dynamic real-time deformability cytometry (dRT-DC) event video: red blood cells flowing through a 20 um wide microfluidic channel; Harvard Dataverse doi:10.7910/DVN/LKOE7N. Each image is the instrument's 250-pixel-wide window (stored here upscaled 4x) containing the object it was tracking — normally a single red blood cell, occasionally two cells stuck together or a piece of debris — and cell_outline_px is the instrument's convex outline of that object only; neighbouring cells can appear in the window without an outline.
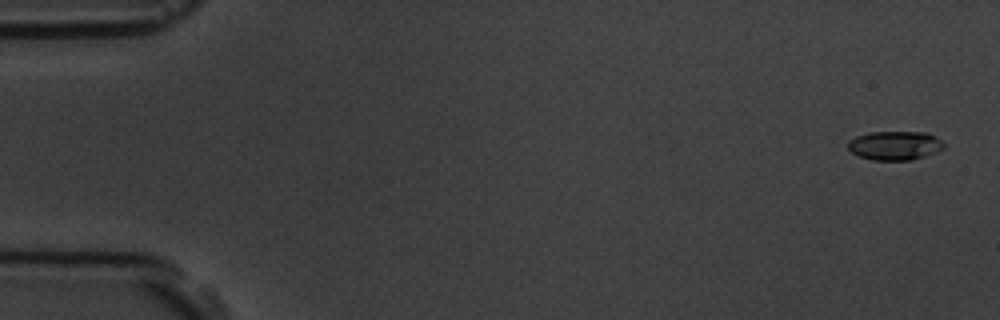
{"species": "common noctule bat (a hibernating species)", "species_latin": "Nyctalus noctula", "temperature_condition": "room temperature", "stored_images_in_passage": 5, "camera_frame_rate_fps": 3000, "um_per_image_px": 0.085, "animal": {"sex": "male", "body_mass_g": 19.5, "forearm_length_mm": 54.6}, "frame": {"image": 1, "passage_image": 1, "time_ms": 0.0, "image_size_px": [1000, 320], "cell_outline_px": [[944, 148], [936, 152], [912, 160], [872, 160], [860, 156], [852, 152], [848, 148], [848, 140], [856, 136], [868, 132], [928, 132], [940, 140], [944, 144]], "centroid_in_image_um": [76.05, 12.36], "position_along_channel_um": 8.9, "area_um2": 16.18}}
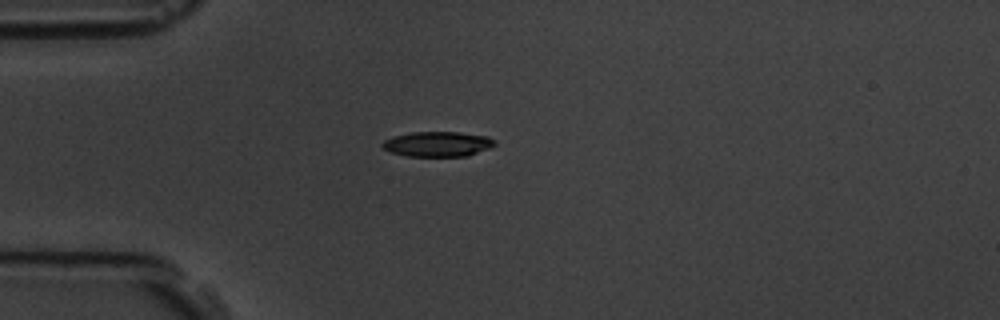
{"frame": {"image": 2, "passage_image": 4, "time_ms": 4.333, "image_size_px": [1000, 320], "cell_outline_px": [[496, 144], [488, 148], [468, 156], [408, 156], [392, 152], [384, 148], [380, 144], [384, 140], [392, 136], [412, 132], [460, 132], [488, 136]], "centroid_in_image_um": [37.18, 12.24], "position_along_channel_um": 47.8, "area_um2": 16.3}}